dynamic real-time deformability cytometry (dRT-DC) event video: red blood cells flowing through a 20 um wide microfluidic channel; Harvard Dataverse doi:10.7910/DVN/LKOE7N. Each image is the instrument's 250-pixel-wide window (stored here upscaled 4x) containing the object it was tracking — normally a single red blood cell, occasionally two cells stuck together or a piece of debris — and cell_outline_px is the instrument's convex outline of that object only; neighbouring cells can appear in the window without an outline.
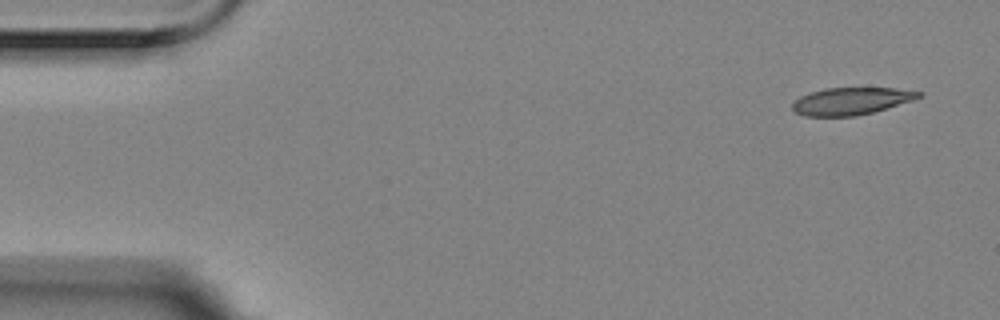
{"species": "Egyptian fruit bat (a non-hibernating species)", "species_latin": "Rousettus aegyptiacus", "temperature_condition": "room temperature", "stored_images_in_passage": 5, "camera_frame_rate_fps": 3000, "um_per_image_px": 0.085, "animal": {"sex": "female"}, "frame": {"image": 1, "passage_image": 1, "time_ms": 0.0, "image_size_px": [1000, 320], "cell_outline_px": [[924, 96], [912, 100], [872, 112], [856, 116], [804, 116], [792, 112], [792, 104], [800, 96], [824, 88], [896, 88], [924, 92]], "centroid_in_image_um": [72.34, 8.59], "position_along_channel_um": 12.7, "area_um2": 20.06}}
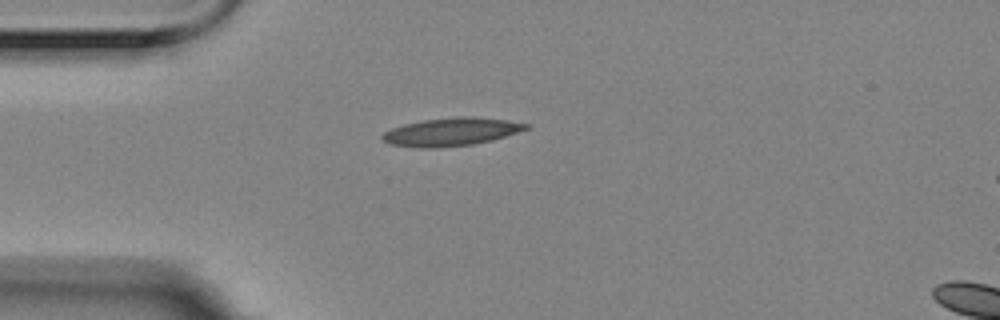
{"frame": {"image": 2, "passage_image": 4, "time_ms": 1.0, "image_size_px": [1000, 320], "cell_outline_px": [[528, 128], [492, 140], [472, 144], [440, 148], [420, 148], [388, 144], [380, 140], [380, 136], [384, 132], [392, 128], [404, 124], [424, 120], [456, 116], [476, 116], [508, 120], [528, 124]], "centroid_in_image_um": [38.29, 11.2], "position_along_channel_um": 46.7, "area_um2": 23.58}}